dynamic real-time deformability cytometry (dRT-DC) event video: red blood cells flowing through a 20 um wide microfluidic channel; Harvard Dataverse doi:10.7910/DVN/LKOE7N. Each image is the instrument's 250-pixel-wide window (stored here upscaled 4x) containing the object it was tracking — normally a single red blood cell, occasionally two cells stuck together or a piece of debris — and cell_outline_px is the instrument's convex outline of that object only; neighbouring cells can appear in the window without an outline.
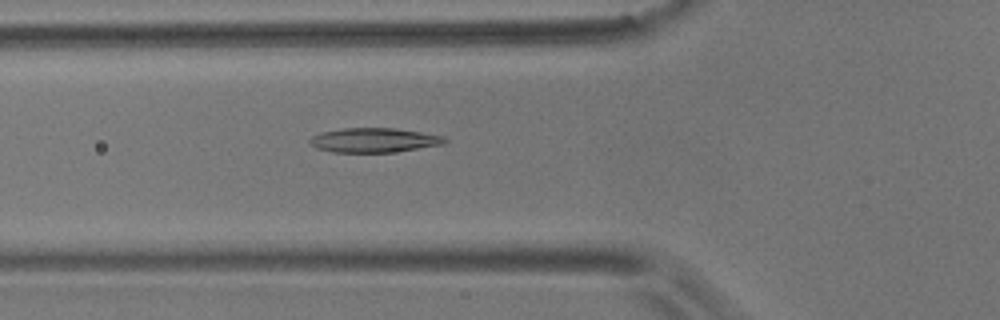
{"species": "common noctule bat (a hibernating species)", "species_latin": "Nyctalus noctula", "temperature_condition": "room temperature", "stored_images_in_passage": 3, "camera_frame_rate_fps": 3000, "um_per_image_px": 0.085, "animal": {"sex": "male", "body_mass_g": 17.9}, "frame": {"image": 1, "passage_image": 3, "time_ms": 0.667, "image_size_px": [1000, 320], "cell_outline_px": [[448, 140], [444, 144], [392, 152], [332, 152], [316, 148], [308, 140], [312, 136], [320, 132], [340, 128], [396, 128], [444, 136]], "centroid_in_image_um": [31.77, 11.9], "position_along_channel_um": 94.0, "area_um2": 19.19}}